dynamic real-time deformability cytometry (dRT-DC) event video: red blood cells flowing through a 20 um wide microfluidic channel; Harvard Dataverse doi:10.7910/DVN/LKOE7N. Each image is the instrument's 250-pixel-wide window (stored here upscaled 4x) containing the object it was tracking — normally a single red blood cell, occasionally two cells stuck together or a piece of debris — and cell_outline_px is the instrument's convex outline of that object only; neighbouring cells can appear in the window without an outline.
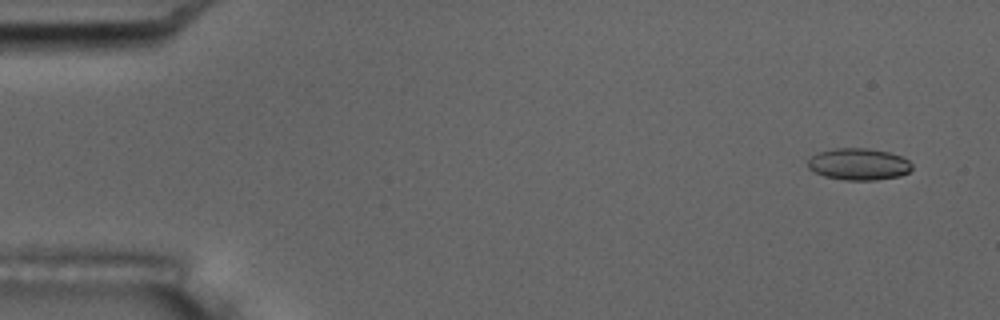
{"species": "common noctule bat (a hibernating species)", "species_latin": "Nyctalus noctula", "temperature_condition": "room temperature", "stored_images_in_passage": 7, "camera_frame_rate_fps": 3000, "um_per_image_px": 0.085, "animal": {"sex": "male", "body_mass_g": 17.5, "forearm_length_mm": 52.3}, "frame": {"image": 1, "passage_image": 2, "time_ms": 1.0, "image_size_px": [1000, 320], "cell_outline_px": [[912, 168], [908, 172], [900, 176], [876, 180], [844, 180], [824, 176], [808, 168], [808, 160], [816, 152], [836, 148], [868, 148], [888, 152], [900, 156], [908, 160], [912, 164]], "centroid_in_image_um": [72.98, 13.95], "position_along_channel_um": 12.0, "area_um2": 19.31}}